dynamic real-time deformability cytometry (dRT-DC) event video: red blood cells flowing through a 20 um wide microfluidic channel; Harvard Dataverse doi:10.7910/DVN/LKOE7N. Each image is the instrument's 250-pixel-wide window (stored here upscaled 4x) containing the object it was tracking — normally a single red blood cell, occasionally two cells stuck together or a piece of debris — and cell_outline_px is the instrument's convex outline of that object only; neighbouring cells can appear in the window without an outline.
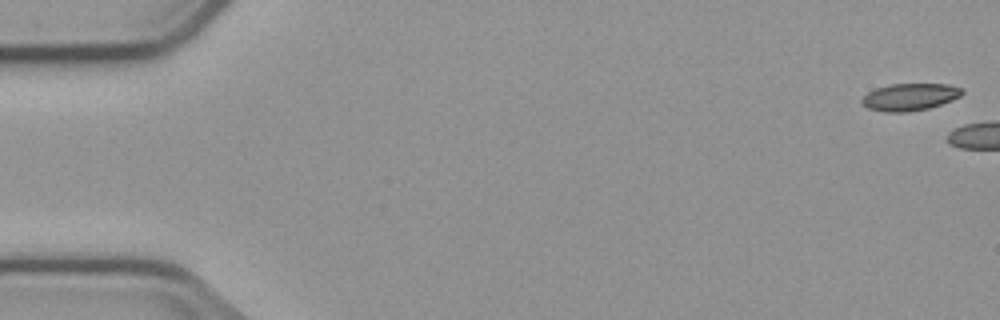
{"species": "common noctule bat (a hibernating species)", "species_latin": "Nyctalus noctula", "temperature_condition": "cold", "stored_images_in_passage": 6, "camera_frame_rate_fps": 3000, "um_per_image_px": 0.085, "animal": {"sex": "male", "body_mass_g": 23.1, "forearm_length_mm": 52.7}, "frame": {"image": 1, "passage_image": 1, "time_ms": 0.0, "image_size_px": [1000, 320], "cell_outline_px": [[964, 92], [960, 96], [952, 100], [928, 108], [908, 112], [884, 112], [868, 108], [860, 100], [868, 92], [876, 88], [888, 84], [948, 84], [964, 88]], "centroid_in_image_um": [77.35, 8.23], "position_along_channel_um": 7.7, "area_um2": 15.9}}